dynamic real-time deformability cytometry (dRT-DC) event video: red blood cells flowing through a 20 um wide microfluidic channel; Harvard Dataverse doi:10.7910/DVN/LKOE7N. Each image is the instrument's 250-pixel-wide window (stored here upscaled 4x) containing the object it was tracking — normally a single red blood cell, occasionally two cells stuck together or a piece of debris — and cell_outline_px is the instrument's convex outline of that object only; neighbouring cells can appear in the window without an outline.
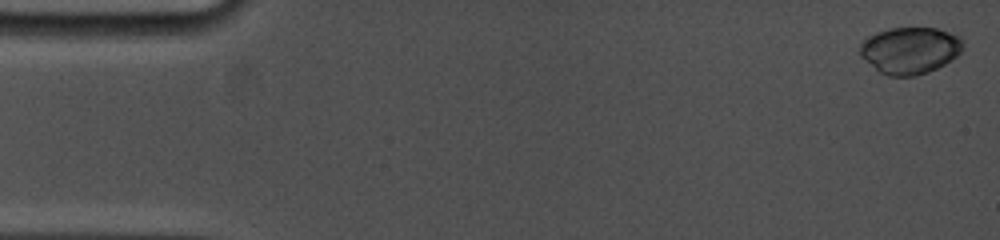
{"species": "common noctule bat (a hibernating species)", "species_latin": "Nyctalus noctula", "temperature_condition": "cold", "stored_images_in_passage": 39, "camera_frame_rate_fps": 5000, "um_per_image_px": 0.085, "animal": {"sex": "female", "body_mass_g": 19.0, "forearm_length_mm": 53.3}, "frame": {"image": 1, "passage_image": 1, "time_ms": 0.0, "image_size_px": [1000, 240], "cell_outline_px": [[964, 48], [952, 60], [928, 72], [916, 76], [888, 76], [880, 72], [860, 56], [860, 44], [868, 36], [876, 32], [888, 28], [936, 28], [960, 36], [964, 40]], "centroid_in_image_um": [77.36, 4.27], "position_along_channel_um": 7.6, "area_um2": 28.21}}
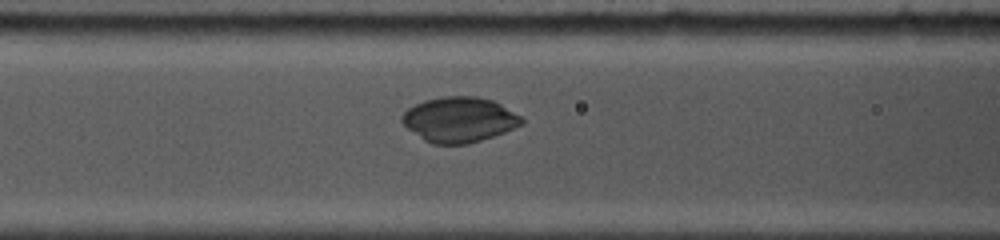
{"frame": {"image": 2, "passage_image": 19, "time_ms": 6.6, "image_size_px": [1000, 240], "cell_outline_px": [[524, 124], [504, 132], [468, 144], [432, 144], [424, 140], [408, 128], [400, 120], [400, 116], [408, 108], [424, 100], [444, 96], [476, 96], [492, 100], [524, 116]], "centroid_in_image_um": [39.06, 10.16], "position_along_channel_um": 127.5, "area_um2": 31.56}}
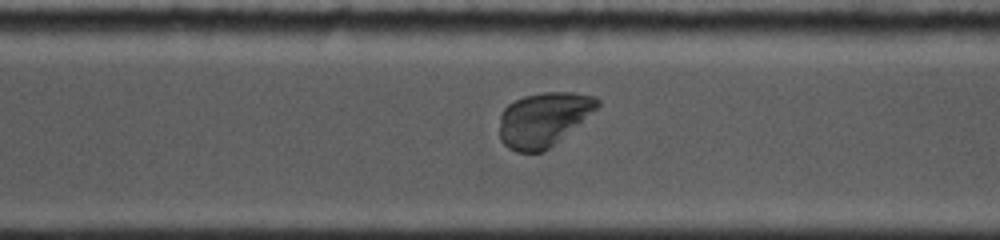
{"frame": {"image": 3, "passage_image": 33, "time_ms": 11.8, "image_size_px": [1000, 240], "cell_outline_px": [[600, 104], [596, 108], [544, 152], [516, 152], [508, 148], [500, 140], [500, 112], [508, 104], [524, 96], [544, 92], [572, 92], [596, 96], [600, 100]], "centroid_in_image_um": [46.15, 10.13], "position_along_channel_um": 324.4, "area_um2": 30.52}}